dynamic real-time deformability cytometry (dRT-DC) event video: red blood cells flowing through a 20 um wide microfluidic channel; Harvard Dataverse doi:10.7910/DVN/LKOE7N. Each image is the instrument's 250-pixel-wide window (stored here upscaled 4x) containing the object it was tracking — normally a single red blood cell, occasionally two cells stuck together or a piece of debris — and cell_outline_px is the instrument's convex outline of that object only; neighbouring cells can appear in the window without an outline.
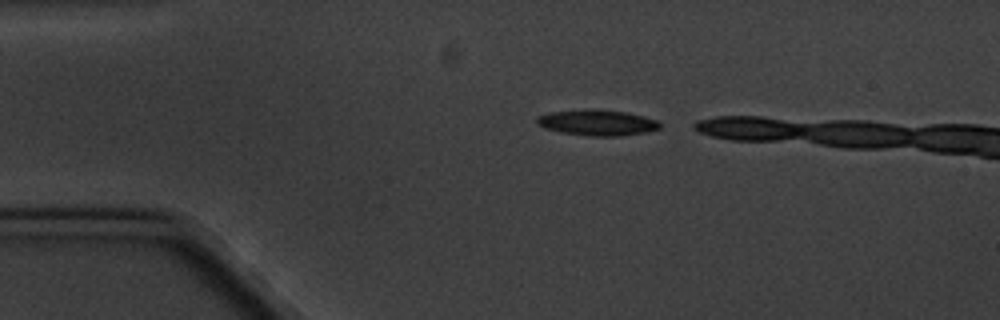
{"species": "common noctule bat (a hibernating species)", "species_latin": "Nyctalus noctula", "temperature_condition": "cold", "stored_images_in_passage": 3, "camera_frame_rate_fps": 3000, "um_per_image_px": 0.085, "animal": {"sex": "male", "body_mass_g": 20.1, "forearm_length_mm": 53.5}, "frame": {"image": 1, "passage_image": 1, "time_ms": 0.0, "image_size_px": [1000, 320], "cell_outline_px": [[660, 128], [644, 132], [620, 136], [588, 136], [560, 132], [544, 128], [536, 124], [536, 116], [548, 112], [628, 112], [644, 116], [656, 120], [660, 124]], "centroid_in_image_um": [50.74, 10.48], "position_along_channel_um": 34.3, "area_um2": 17.57}}